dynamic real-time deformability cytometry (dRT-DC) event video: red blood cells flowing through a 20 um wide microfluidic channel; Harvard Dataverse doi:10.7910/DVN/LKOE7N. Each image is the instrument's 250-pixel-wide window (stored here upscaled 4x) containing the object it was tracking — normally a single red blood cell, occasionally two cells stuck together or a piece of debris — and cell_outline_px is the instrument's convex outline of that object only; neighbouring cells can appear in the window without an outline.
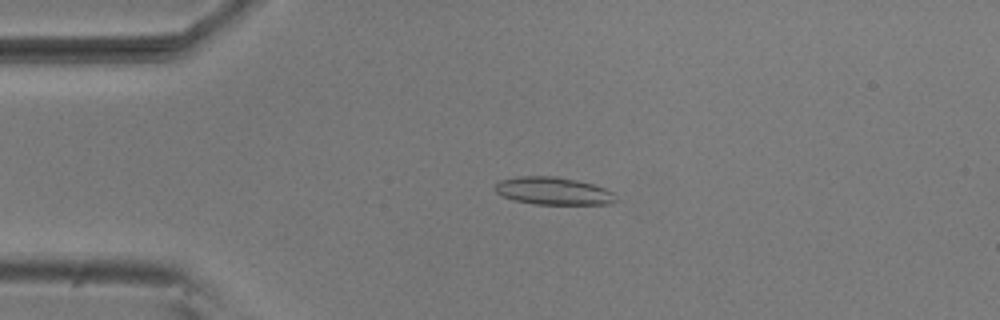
{"species": "common noctule bat (a hibernating species)", "species_latin": "Nyctalus noctula", "temperature_condition": "room temperature", "stored_images_in_passage": 5, "camera_frame_rate_fps": 3000, "um_per_image_px": 0.085, "animal": {"sex": "male", "body_mass_g": 20.5, "forearm_length_mm": 52.5}, "frame": {"image": 1, "passage_image": 4, "time_ms": 1.0, "image_size_px": [1000, 320], "cell_outline_px": [[616, 200], [612, 204], [536, 204], [512, 200], [496, 192], [496, 184], [500, 180], [516, 176], [556, 176], [576, 180], [592, 184], [604, 188], [612, 192]], "centroid_in_image_um": [47.01, 16.23], "position_along_channel_um": 38.0, "area_um2": 19.31}}